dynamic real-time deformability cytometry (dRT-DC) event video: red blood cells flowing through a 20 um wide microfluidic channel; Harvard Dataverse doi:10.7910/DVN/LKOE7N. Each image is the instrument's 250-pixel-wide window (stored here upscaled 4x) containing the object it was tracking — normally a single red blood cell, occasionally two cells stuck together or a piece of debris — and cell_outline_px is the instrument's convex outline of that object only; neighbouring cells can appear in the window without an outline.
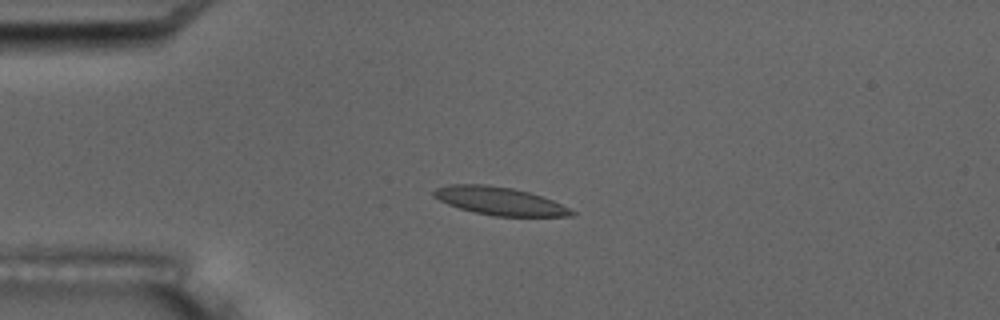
{"species": "common noctule bat (a hibernating species)", "species_latin": "Nyctalus noctula", "temperature_condition": "room temperature", "stored_images_in_passage": 3, "camera_frame_rate_fps": 3000, "um_per_image_px": 0.085, "animal": {"sex": "male", "body_mass_g": 17.5, "forearm_length_mm": 52.3}, "frame": {"image": 1, "passage_image": 1, "time_ms": 0.0, "image_size_px": [1000, 320], "cell_outline_px": [[576, 216], [492, 216], [472, 212], [448, 204], [432, 196], [432, 192], [436, 188], [448, 184], [488, 184], [512, 188], [528, 192], [552, 200], [576, 212]], "centroid_in_image_um": [42.43, 17.08], "position_along_channel_um": 42.6, "area_um2": 22.48}}